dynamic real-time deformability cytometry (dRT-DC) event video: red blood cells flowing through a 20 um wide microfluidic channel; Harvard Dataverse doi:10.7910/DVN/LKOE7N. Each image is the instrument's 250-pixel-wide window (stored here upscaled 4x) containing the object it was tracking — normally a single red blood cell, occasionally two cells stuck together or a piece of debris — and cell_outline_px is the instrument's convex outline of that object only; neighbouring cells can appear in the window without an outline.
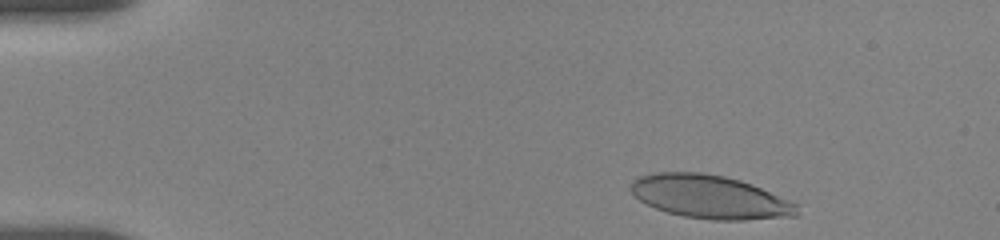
{"species": "human", "species_latin": "Homo sapiens", "temperature_condition": "room temperature", "stored_images_in_passage": 40, "camera_frame_rate_fps": 3000, "um_per_image_px": 0.085, "donor": {"sex": "female"}, "frame": {"image": 1, "passage_image": 2, "time_ms": 0.333, "image_size_px": [1000, 240], "cell_outline_px": [[800, 216], [744, 220], [712, 220], [684, 216], [668, 212], [656, 208], [640, 200], [632, 192], [632, 180], [636, 176], [656, 172], [700, 172], [724, 176], [740, 180], [752, 184], [788, 200], [796, 204]], "centroid_in_image_um": [60.36, 16.73], "position_along_channel_um": 24.6, "area_um2": 41.85}}
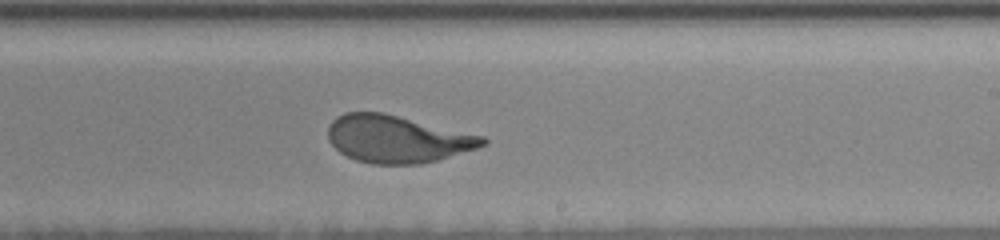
{"frame": {"image": 2, "passage_image": 22, "time_ms": 9.0, "image_size_px": [1000, 240], "cell_outline_px": [[488, 144], [476, 148], [436, 160], [420, 164], [372, 164], [356, 160], [340, 152], [328, 140], [328, 124], [336, 116], [344, 112], [384, 112], [484, 136], [488, 140]], "centroid_in_image_um": [33.74, 11.8], "position_along_channel_um": 255.3, "area_um2": 42.71}}
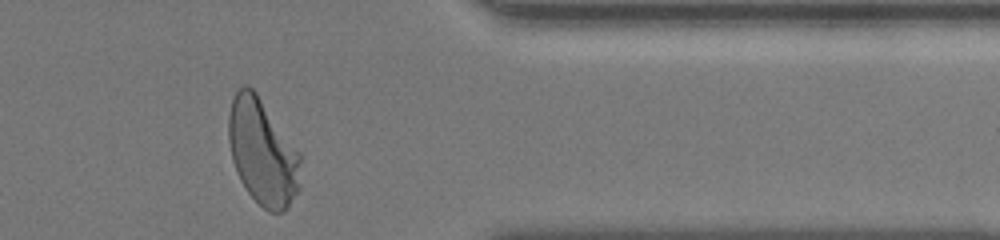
{"frame": {"image": 3, "passage_image": 39, "time_ms": 13.0, "image_size_px": [1000, 240], "cell_outline_px": [[300, 188], [284, 212], [272, 212], [264, 208], [248, 192], [240, 180], [236, 172], [232, 160], [228, 140], [228, 116], [232, 100], [236, 92], [244, 84], [248, 84], [256, 92], [300, 152]], "centroid_in_image_um": [22.31, 12.92], "position_along_channel_um": 389.1, "area_um2": 44.45}, "authors_computed_cell_mechanics": {"area_um2": 42.9743, "velocity_mm_per_s": 3.642, "shape_relaxation_time_tau1_ms": 3.8411, "shape_relaxation_time_tau2_ms": null, "deformation_change_tau1": 0.1809, "deformation_change_tau2": null}}